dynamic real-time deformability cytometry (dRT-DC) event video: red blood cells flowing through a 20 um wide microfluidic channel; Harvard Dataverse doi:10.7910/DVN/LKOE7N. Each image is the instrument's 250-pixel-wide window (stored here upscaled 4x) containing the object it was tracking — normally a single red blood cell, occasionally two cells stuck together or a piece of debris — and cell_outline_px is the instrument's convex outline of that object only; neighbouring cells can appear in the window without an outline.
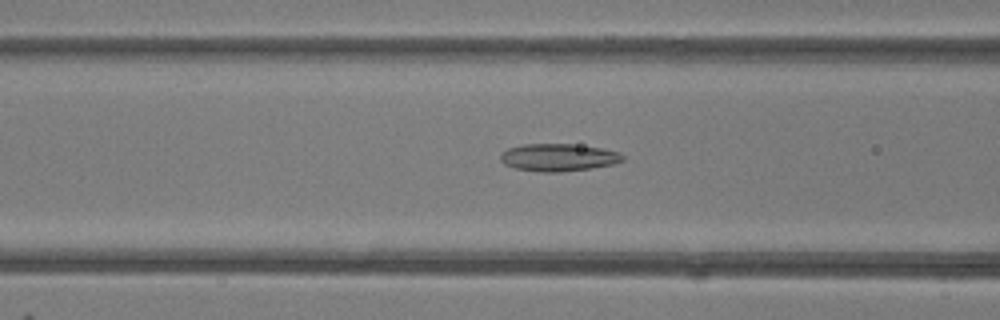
{"species": "common noctule bat (a hibernating species)", "species_latin": "Nyctalus noctula", "temperature_condition": "room temperature", "stored_images_in_passage": 34, "camera_frame_rate_fps": 3000, "um_per_image_px": 0.085, "animal": {"sex": "female"}, "frame": {"image": 1, "passage_image": 5, "time_ms": 1.333, "image_size_px": [1000, 320], "cell_outline_px": [[624, 160], [612, 164], [592, 168], [560, 172], [540, 172], [516, 168], [504, 164], [500, 160], [500, 156], [508, 148], [524, 144], [572, 144], [600, 148], [620, 152], [624, 156]], "centroid_in_image_um": [47.47, 13.38], "position_along_channel_um": 119.1, "area_um2": 19.48}}
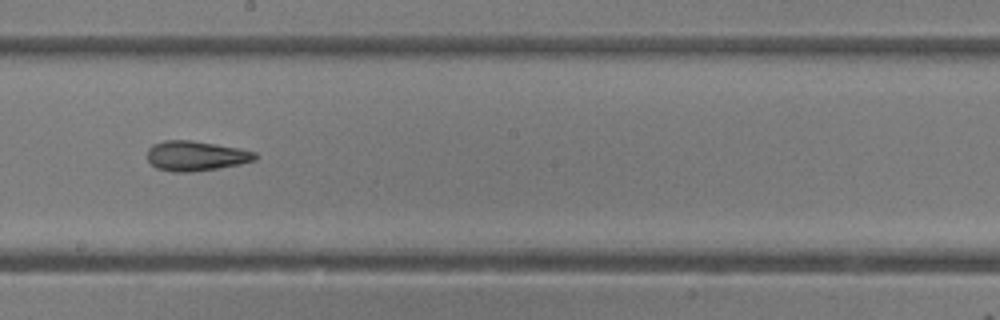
{"frame": {"image": 2, "passage_image": 13, "time_ms": 4.0, "image_size_px": [1000, 320], "cell_outline_px": [[256, 160], [240, 164], [192, 172], [172, 172], [156, 168], [148, 160], [148, 148], [152, 144], [164, 140], [192, 140], [240, 148], [256, 152]], "centroid_in_image_um": [16.63, 13.24], "position_along_channel_um": 231.6, "area_um2": 18.84}}
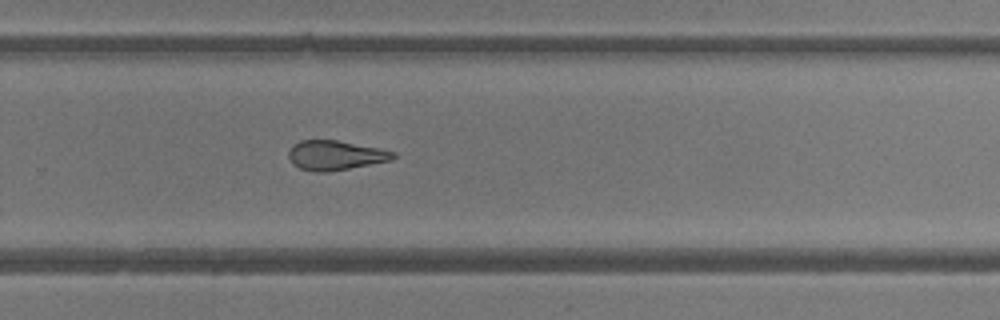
{"frame": {"image": 3, "passage_image": 18, "time_ms": 5.667, "image_size_px": [1000, 320], "cell_outline_px": [[396, 156], [392, 160], [328, 172], [316, 172], [300, 168], [292, 164], [288, 156], [288, 152], [292, 144], [300, 140], [336, 140], [380, 148], [396, 152]], "centroid_in_image_um": [28.49, 13.19], "position_along_channel_um": 301.3, "area_um2": 18.09}, "authors_computed_cell_mechanics": {"area_um2": 18.0047, "velocity_mm_per_s": 4.2056, "shape_relaxation_time_tau1_ms": null, "shape_relaxation_time_tau2_ms": 8.0851, "deformation_change_tau1": null, "deformation_change_tau2": 0.2201}}